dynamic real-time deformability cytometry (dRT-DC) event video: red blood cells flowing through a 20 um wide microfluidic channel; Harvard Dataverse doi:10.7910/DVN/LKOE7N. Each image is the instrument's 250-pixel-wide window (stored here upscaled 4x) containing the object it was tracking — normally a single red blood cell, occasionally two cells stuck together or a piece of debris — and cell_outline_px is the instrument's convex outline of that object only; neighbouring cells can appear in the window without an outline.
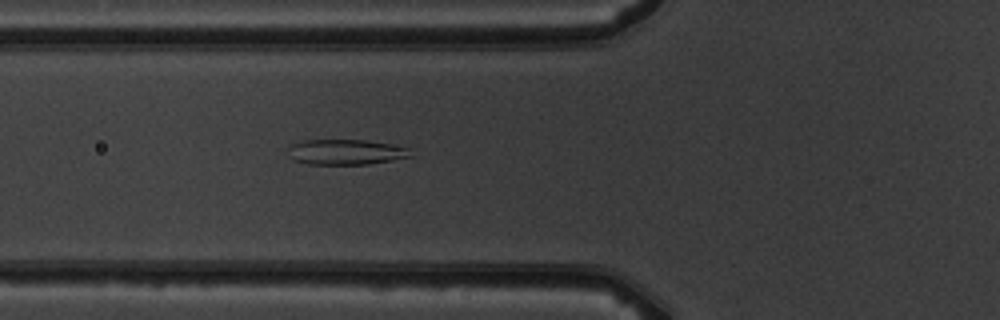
{"species": "common noctule bat (a hibernating species)", "species_latin": "Nyctalus noctula", "temperature_condition": "warm", "stored_images_in_passage": 6, "camera_frame_rate_fps": 3000, "um_per_image_px": 0.085, "animal": {"sex": "male", "body_mass_g": 19.5, "forearm_length_mm": 54.6}, "frame": {"image": 1, "passage_image": 6, "time_ms": 5.667, "image_size_px": [1000, 320], "cell_outline_px": [[412, 156], [392, 160], [368, 164], [308, 164], [296, 160], [288, 156], [288, 148], [292, 144], [304, 140], [364, 140], [388, 144], [408, 148]], "centroid_in_image_um": [29.36, 12.92], "position_along_channel_um": 96.4, "area_um2": 17.86}}